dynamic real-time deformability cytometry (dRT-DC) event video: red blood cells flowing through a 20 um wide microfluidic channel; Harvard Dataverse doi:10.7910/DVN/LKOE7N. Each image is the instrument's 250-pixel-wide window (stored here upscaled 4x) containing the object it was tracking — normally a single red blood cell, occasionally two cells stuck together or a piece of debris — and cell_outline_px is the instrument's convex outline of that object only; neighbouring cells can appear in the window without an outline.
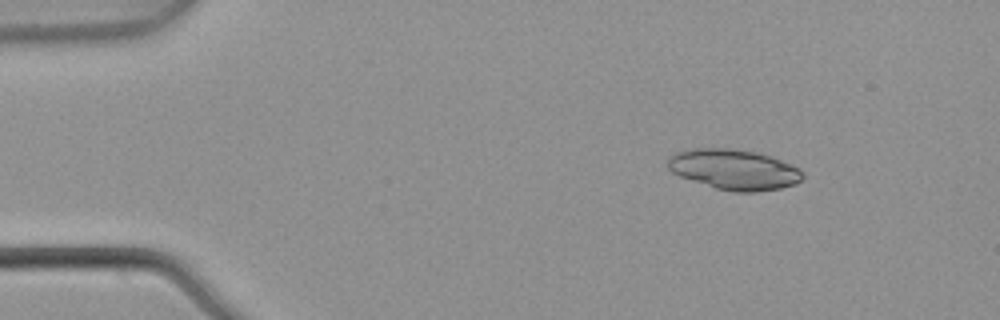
{"species": "common noctule bat (a hibernating species)", "species_latin": "Nyctalus noctula", "temperature_condition": "warm", "stored_images_in_passage": 3, "camera_frame_rate_fps": 3000, "um_per_image_px": 0.085, "animal": {"sex": "male", "body_mass_g": 21.5, "forearm_length_mm": 52.0}, "frame": {"image": 1, "passage_image": 1, "time_ms": 0.0, "image_size_px": [1000, 320], "cell_outline_px": [[804, 176], [796, 184], [780, 188], [756, 192], [736, 192], [716, 188], [680, 176], [672, 172], [668, 168], [668, 160], [676, 152], [688, 148], [728, 148], [756, 152], [772, 156], [800, 168], [804, 172]], "centroid_in_image_um": [62.42, 14.4], "position_along_channel_um": 22.6, "area_um2": 31.73}}